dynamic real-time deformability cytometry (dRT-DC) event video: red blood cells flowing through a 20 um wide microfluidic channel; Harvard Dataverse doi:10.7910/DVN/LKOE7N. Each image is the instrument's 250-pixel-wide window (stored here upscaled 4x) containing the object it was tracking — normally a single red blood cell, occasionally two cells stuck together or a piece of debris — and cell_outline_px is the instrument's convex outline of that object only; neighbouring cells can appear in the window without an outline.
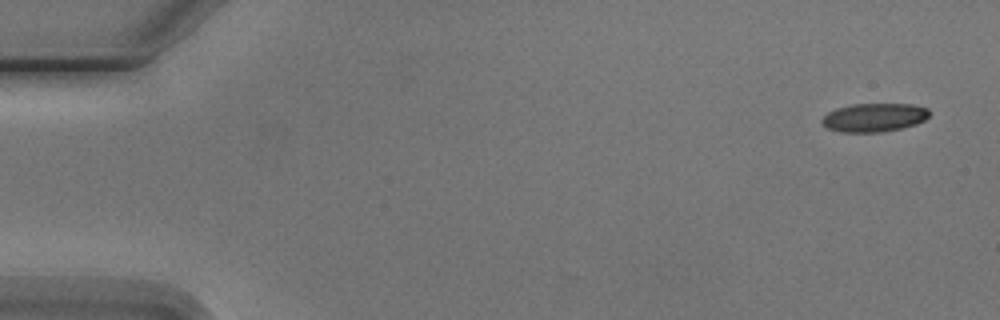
{"species": "Egyptian fruit bat (a non-hibernating species)", "species_latin": "Rousettus aegyptiacus", "temperature_condition": "cold", "stored_images_in_passage": 6, "camera_frame_rate_fps": 3000, "um_per_image_px": 0.085, "animal": {"sex": "male"}, "frame": {"image": 1, "passage_image": 1, "time_ms": 0.0, "image_size_px": [1000, 320], "cell_outline_px": [[928, 116], [924, 120], [916, 124], [900, 128], [880, 132], [840, 132], [828, 128], [820, 124], [820, 120], [828, 112], [836, 108], [852, 104], [912, 104], [928, 108]], "centroid_in_image_um": [74.26, 9.98], "position_along_channel_um": 10.7, "area_um2": 17.86}}
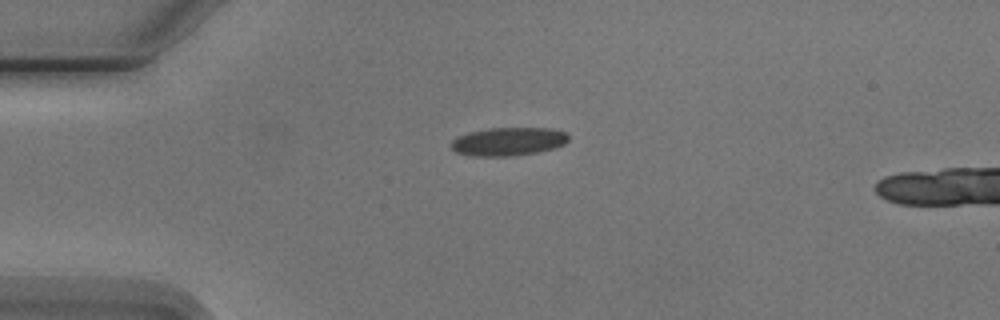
{"frame": {"image": 2, "passage_image": 4, "time_ms": 3.667, "image_size_px": [1000, 320], "cell_outline_px": [[568, 140], [564, 144], [556, 148], [536, 152], [512, 156], [472, 156], [456, 152], [452, 148], [452, 140], [456, 136], [468, 132], [488, 128], [552, 128], [568, 132]], "centroid_in_image_um": [43.22, 12.02], "position_along_channel_um": 41.8, "area_um2": 19.54}}